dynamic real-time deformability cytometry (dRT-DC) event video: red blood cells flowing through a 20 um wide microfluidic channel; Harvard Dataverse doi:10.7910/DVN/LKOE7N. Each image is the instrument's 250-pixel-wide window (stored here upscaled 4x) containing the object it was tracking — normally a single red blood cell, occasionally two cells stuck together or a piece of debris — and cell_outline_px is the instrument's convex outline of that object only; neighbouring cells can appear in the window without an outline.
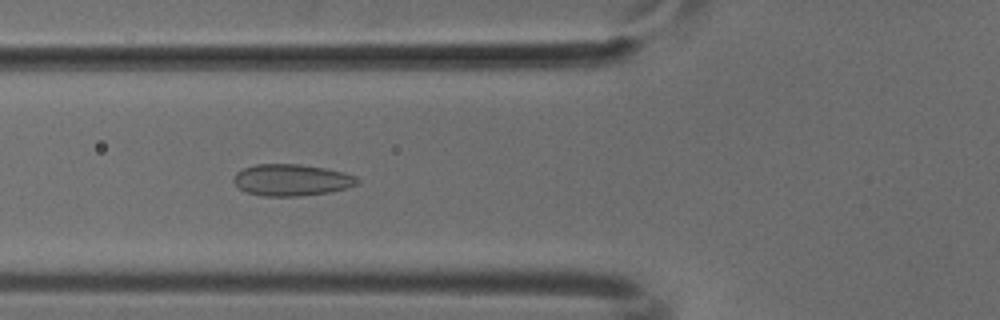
{"species": "common noctule bat (a hibernating species)", "species_latin": "Nyctalus noctula", "temperature_condition": "cold", "stored_images_in_passage": 48, "camera_frame_rate_fps": 3000, "um_per_image_px": 0.085, "animal": {"sex": "male", "body_mass_g": 18.8}, "frame": {"image": 1, "passage_image": 16, "time_ms": 5.0, "image_size_px": [1000, 320], "cell_outline_px": [[360, 184], [348, 188], [328, 192], [300, 196], [260, 196], [248, 192], [240, 188], [232, 180], [236, 172], [244, 168], [256, 164], [300, 164], [324, 168], [344, 172], [356, 176], [360, 180]], "centroid_in_image_um": [24.81, 15.3], "position_along_channel_um": 101.0, "area_um2": 22.89}}
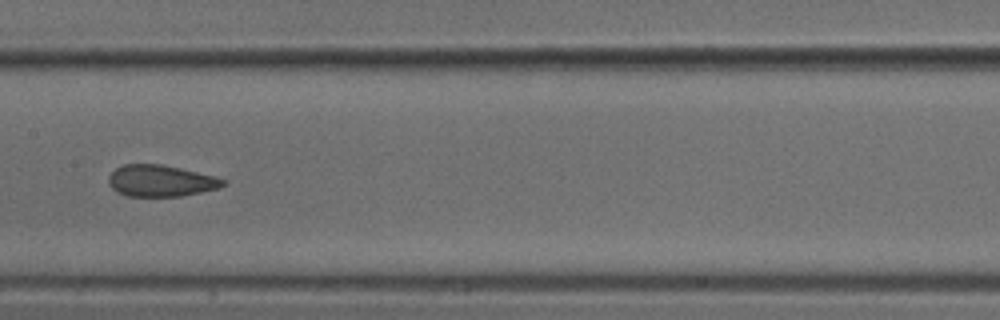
{"frame": {"image": 2, "passage_image": 23, "time_ms": 7.333, "image_size_px": [1000, 320], "cell_outline_px": [[228, 184], [220, 188], [180, 196], [128, 196], [116, 192], [108, 184], [108, 176], [116, 168], [124, 164], [160, 164], [180, 168], [216, 176], [228, 180]], "centroid_in_image_um": [13.69, 15.37], "position_along_channel_um": 193.7, "area_um2": 21.21}}
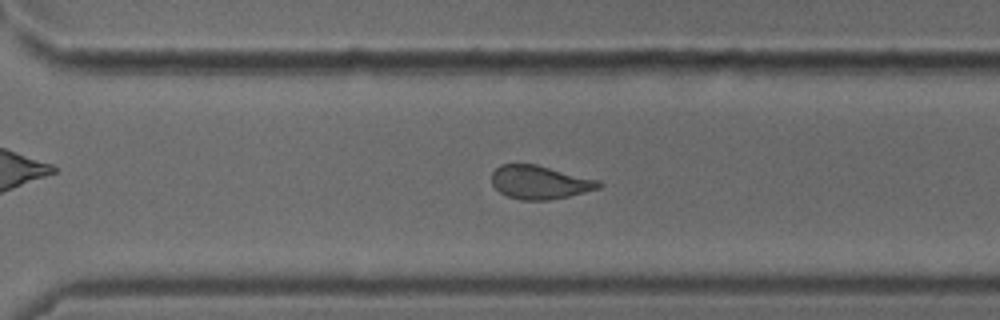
{"frame": {"image": 3, "passage_image": 33, "time_ms": 10.667, "image_size_px": [1000, 320], "cell_outline_px": [[604, 184], [600, 188], [568, 196], [548, 200], [520, 200], [508, 196], [500, 192], [492, 184], [492, 172], [500, 164], [536, 164], [600, 180]], "centroid_in_image_um": [45.9, 15.49], "position_along_channel_um": 324.7, "area_um2": 20.92}}